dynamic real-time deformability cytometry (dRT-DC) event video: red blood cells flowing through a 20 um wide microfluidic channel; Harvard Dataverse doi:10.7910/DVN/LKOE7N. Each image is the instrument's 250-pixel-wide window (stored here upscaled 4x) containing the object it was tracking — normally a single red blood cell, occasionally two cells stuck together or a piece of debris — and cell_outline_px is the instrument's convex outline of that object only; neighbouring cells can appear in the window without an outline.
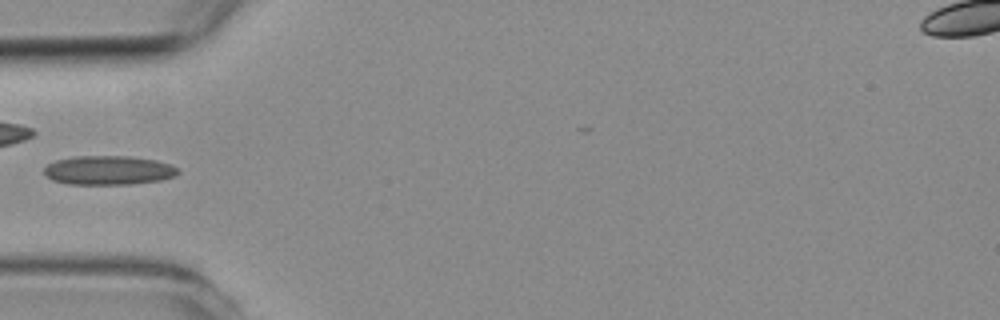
{"species": "common noctule bat (a hibernating species)", "species_latin": "Nyctalus noctula", "temperature_condition": "room temperature", "stored_images_in_passage": 5, "camera_frame_rate_fps": 3000, "um_per_image_px": 0.085, "animal": {"sex": "female", "body_mass_g": 19.3, "forearm_length_mm": 54.1}, "frame": {"image": 1, "passage_image": 4, "time_ms": 3.667, "image_size_px": [1000, 320], "cell_outline_px": [[180, 172], [176, 176], [160, 180], [132, 184], [68, 184], [52, 180], [44, 172], [44, 168], [48, 164], [56, 160], [72, 156], [128, 156], [156, 160], [172, 164], [180, 168]], "centroid_in_image_um": [9.27, 14.47], "position_along_channel_um": 75.7, "area_um2": 22.89}}
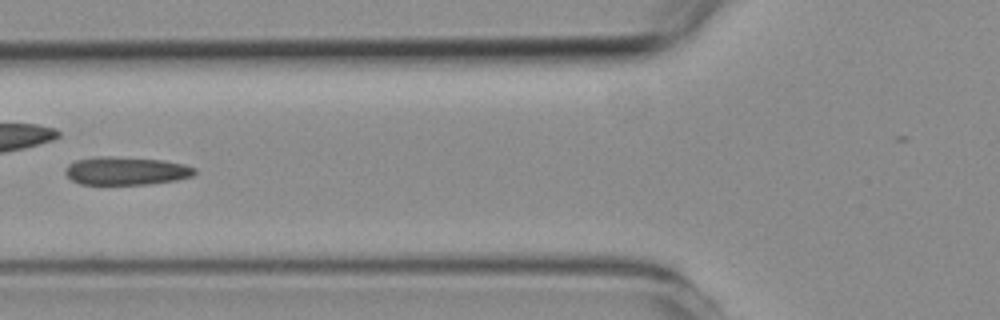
{"frame": {"image": 2, "passage_image": 5, "time_ms": 4.667, "image_size_px": [1000, 320], "cell_outline_px": [[196, 172], [192, 176], [176, 180], [148, 184], [80, 184], [72, 180], [64, 172], [64, 168], [68, 164], [76, 160], [96, 156], [108, 156], [164, 160], [184, 164], [196, 168]], "centroid_in_image_um": [10.7, 14.51], "position_along_channel_um": 115.1, "area_um2": 21.27}}